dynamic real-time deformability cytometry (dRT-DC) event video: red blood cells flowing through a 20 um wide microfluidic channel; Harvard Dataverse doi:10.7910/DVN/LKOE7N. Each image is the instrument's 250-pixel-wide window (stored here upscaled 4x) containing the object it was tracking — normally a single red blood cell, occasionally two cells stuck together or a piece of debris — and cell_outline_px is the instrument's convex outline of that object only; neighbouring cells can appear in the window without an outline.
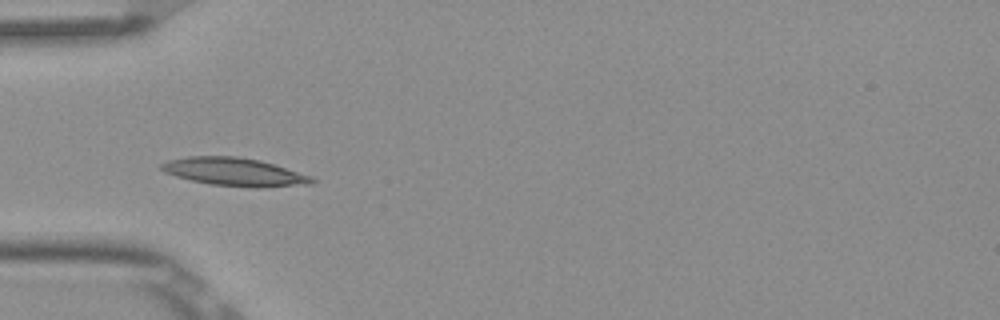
{"species": "Egyptian fruit bat (a non-hibernating species)", "species_latin": "Rousettus aegyptiacus", "temperature_condition": "room temperature", "stored_images_in_passage": 7, "camera_frame_rate_fps": 3000, "um_per_image_px": 0.085, "frame": {"image": 1, "passage_image": 4, "time_ms": 1.0, "image_size_px": [1000, 320], "cell_outline_px": [[316, 180], [312, 184], [260, 188], [252, 188], [212, 184], [192, 180], [176, 176], [164, 172], [160, 168], [160, 164], [168, 160], [188, 156], [236, 156], [260, 160], [312, 176]], "centroid_in_image_um": [19.95, 14.61], "position_along_channel_um": 65.1, "area_um2": 24.68}}
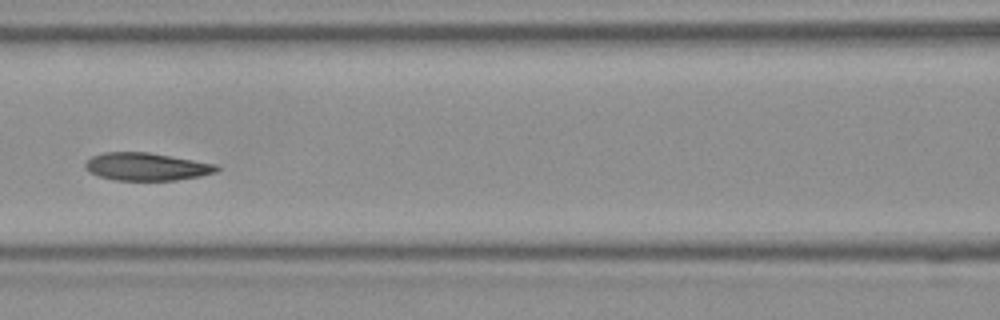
{"frame": {"image": 2, "passage_image": 6, "time_ms": 1.667, "image_size_px": [1000, 320], "cell_outline_px": [[220, 168], [216, 172], [200, 176], [176, 180], [116, 180], [100, 176], [88, 172], [84, 168], [84, 164], [92, 156], [104, 152], [148, 152], [216, 164]], "centroid_in_image_um": [12.43, 14.16], "position_along_channel_um": 154.2, "area_um2": 21.15}}
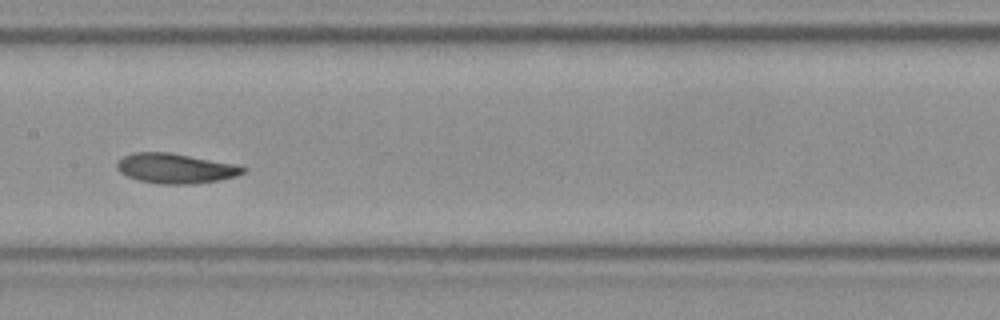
{"frame": {"image": 3, "passage_image": 7, "time_ms": 2.0, "image_size_px": [1000, 320], "cell_outline_px": [[248, 168], [244, 172], [236, 176], [220, 180], [192, 184], [160, 184], [140, 180], [128, 176], [120, 172], [116, 168], [116, 164], [124, 156], [132, 152], [168, 152], [236, 164]], "centroid_in_image_um": [14.93, 14.31], "position_along_channel_um": 192.5, "area_um2": 21.91}}